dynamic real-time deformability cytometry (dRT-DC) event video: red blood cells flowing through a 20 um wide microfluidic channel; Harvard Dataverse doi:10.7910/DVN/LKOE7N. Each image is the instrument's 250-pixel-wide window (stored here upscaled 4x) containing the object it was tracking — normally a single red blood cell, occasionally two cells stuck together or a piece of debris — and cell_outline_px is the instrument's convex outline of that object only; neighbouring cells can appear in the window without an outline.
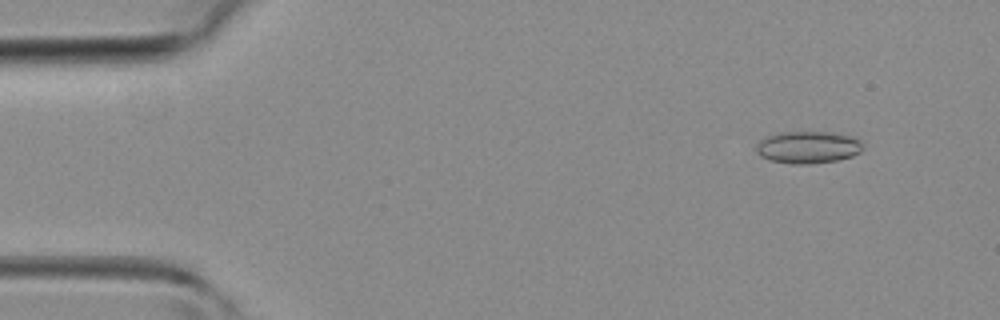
{"species": "common noctule bat (a hibernating species)", "species_latin": "Nyctalus noctula", "temperature_condition": "room temperature", "stored_images_in_passage": 42, "camera_frame_rate_fps": 3000, "um_per_image_px": 0.085, "animal": {"sex": "female", "body_mass_g": 19.3, "forearm_length_mm": 54.1}, "frame": {"image": 1, "passage_image": 4, "time_ms": 1.0, "image_size_px": [1000, 320], "cell_outline_px": [[864, 148], [860, 152], [852, 156], [836, 160], [808, 164], [792, 164], [772, 160], [760, 156], [756, 152], [756, 144], [764, 136], [780, 132], [832, 132], [852, 136], [860, 140]], "centroid_in_image_um": [68.67, 12.5], "position_along_channel_um": 16.3, "area_um2": 20.11}}
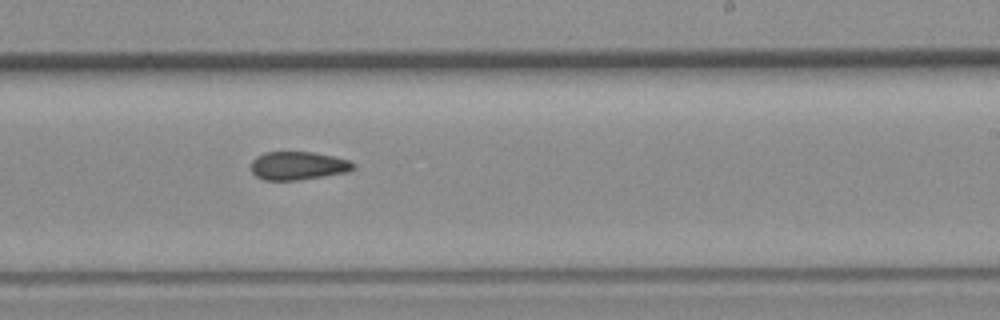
{"frame": {"image": 2, "passage_image": 25, "time_ms": 8.0, "image_size_px": [1000, 320], "cell_outline_px": [[356, 168], [348, 172], [324, 176], [296, 180], [264, 180], [256, 176], [252, 172], [252, 160], [256, 156], [264, 152], [312, 152], [332, 156], [348, 160], [356, 164]], "centroid_in_image_um": [25.34, 14.08], "position_along_channel_um": 263.7, "area_um2": 16.88}}
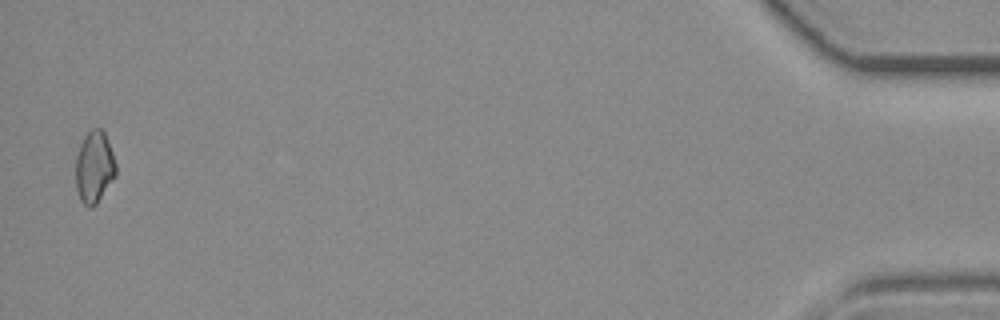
{"frame": {"image": 3, "passage_image": 41, "time_ms": 13.333, "image_size_px": [1000, 320], "cell_outline_px": [[116, 176], [96, 204], [92, 208], [88, 208], [80, 200], [76, 188], [76, 156], [80, 144], [84, 136], [92, 128], [100, 128], [104, 132], [112, 152], [116, 164]], "centroid_in_image_um": [8.01, 14.22], "position_along_channel_um": 427.2, "area_um2": 16.88}}